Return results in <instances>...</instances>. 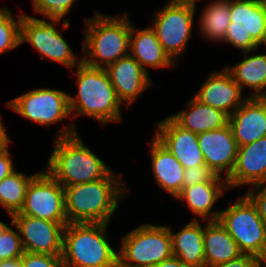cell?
<instances>
[{
    "mask_svg": "<svg viewBox=\"0 0 266 267\" xmlns=\"http://www.w3.org/2000/svg\"><path fill=\"white\" fill-rule=\"evenodd\" d=\"M77 94H69V109L72 121L58 128L55 137H69L78 133L73 118L88 116L96 119L101 125L122 122V103L105 69L94 68L81 62L76 66Z\"/></svg>",
    "mask_w": 266,
    "mask_h": 267,
    "instance_id": "cell-1",
    "label": "cell"
},
{
    "mask_svg": "<svg viewBox=\"0 0 266 267\" xmlns=\"http://www.w3.org/2000/svg\"><path fill=\"white\" fill-rule=\"evenodd\" d=\"M122 175L123 173L118 175L112 171L105 178L64 187L68 223L110 224L112 216L118 210L119 200L127 197L129 190L124 186Z\"/></svg>",
    "mask_w": 266,
    "mask_h": 267,
    "instance_id": "cell-2",
    "label": "cell"
},
{
    "mask_svg": "<svg viewBox=\"0 0 266 267\" xmlns=\"http://www.w3.org/2000/svg\"><path fill=\"white\" fill-rule=\"evenodd\" d=\"M92 18H85L82 62L105 69L130 53L131 21L127 12L118 16L104 15L95 10Z\"/></svg>",
    "mask_w": 266,
    "mask_h": 267,
    "instance_id": "cell-3",
    "label": "cell"
},
{
    "mask_svg": "<svg viewBox=\"0 0 266 267\" xmlns=\"http://www.w3.org/2000/svg\"><path fill=\"white\" fill-rule=\"evenodd\" d=\"M78 134L54 139L53 151L44 169L63 187L93 182L113 171Z\"/></svg>",
    "mask_w": 266,
    "mask_h": 267,
    "instance_id": "cell-4",
    "label": "cell"
},
{
    "mask_svg": "<svg viewBox=\"0 0 266 267\" xmlns=\"http://www.w3.org/2000/svg\"><path fill=\"white\" fill-rule=\"evenodd\" d=\"M106 223H68L63 230L64 267H118V251L107 239Z\"/></svg>",
    "mask_w": 266,
    "mask_h": 267,
    "instance_id": "cell-5",
    "label": "cell"
},
{
    "mask_svg": "<svg viewBox=\"0 0 266 267\" xmlns=\"http://www.w3.org/2000/svg\"><path fill=\"white\" fill-rule=\"evenodd\" d=\"M121 238L118 267H154L173 256L168 226L144 223Z\"/></svg>",
    "mask_w": 266,
    "mask_h": 267,
    "instance_id": "cell-6",
    "label": "cell"
},
{
    "mask_svg": "<svg viewBox=\"0 0 266 267\" xmlns=\"http://www.w3.org/2000/svg\"><path fill=\"white\" fill-rule=\"evenodd\" d=\"M218 221L236 241L242 254L266 259V225L246 194L222 210Z\"/></svg>",
    "mask_w": 266,
    "mask_h": 267,
    "instance_id": "cell-7",
    "label": "cell"
},
{
    "mask_svg": "<svg viewBox=\"0 0 266 267\" xmlns=\"http://www.w3.org/2000/svg\"><path fill=\"white\" fill-rule=\"evenodd\" d=\"M154 12L151 28L164 52L177 65L182 53H185L193 35L196 2L194 0H168Z\"/></svg>",
    "mask_w": 266,
    "mask_h": 267,
    "instance_id": "cell-8",
    "label": "cell"
},
{
    "mask_svg": "<svg viewBox=\"0 0 266 267\" xmlns=\"http://www.w3.org/2000/svg\"><path fill=\"white\" fill-rule=\"evenodd\" d=\"M60 21H45L40 18L22 14L20 23V45L30 43L39 52L40 59H51L56 63L63 64L69 69H73L82 62V57H78L66 39L57 30L56 25Z\"/></svg>",
    "mask_w": 266,
    "mask_h": 267,
    "instance_id": "cell-9",
    "label": "cell"
},
{
    "mask_svg": "<svg viewBox=\"0 0 266 267\" xmlns=\"http://www.w3.org/2000/svg\"><path fill=\"white\" fill-rule=\"evenodd\" d=\"M230 25L223 43L242 53L261 48L266 37V11L256 0H230Z\"/></svg>",
    "mask_w": 266,
    "mask_h": 267,
    "instance_id": "cell-10",
    "label": "cell"
},
{
    "mask_svg": "<svg viewBox=\"0 0 266 267\" xmlns=\"http://www.w3.org/2000/svg\"><path fill=\"white\" fill-rule=\"evenodd\" d=\"M68 96L62 90L42 87L27 91L4 105L24 119L51 127L62 120L71 119Z\"/></svg>",
    "mask_w": 266,
    "mask_h": 267,
    "instance_id": "cell-11",
    "label": "cell"
},
{
    "mask_svg": "<svg viewBox=\"0 0 266 267\" xmlns=\"http://www.w3.org/2000/svg\"><path fill=\"white\" fill-rule=\"evenodd\" d=\"M19 214L68 224L65 211V191L46 170L40 171L28 185Z\"/></svg>",
    "mask_w": 266,
    "mask_h": 267,
    "instance_id": "cell-12",
    "label": "cell"
},
{
    "mask_svg": "<svg viewBox=\"0 0 266 267\" xmlns=\"http://www.w3.org/2000/svg\"><path fill=\"white\" fill-rule=\"evenodd\" d=\"M24 252L62 256L64 225L45 219L13 214Z\"/></svg>",
    "mask_w": 266,
    "mask_h": 267,
    "instance_id": "cell-13",
    "label": "cell"
},
{
    "mask_svg": "<svg viewBox=\"0 0 266 267\" xmlns=\"http://www.w3.org/2000/svg\"><path fill=\"white\" fill-rule=\"evenodd\" d=\"M197 139L206 166L217 176L227 179L235 166L238 153V145L230 125L199 133Z\"/></svg>",
    "mask_w": 266,
    "mask_h": 267,
    "instance_id": "cell-14",
    "label": "cell"
},
{
    "mask_svg": "<svg viewBox=\"0 0 266 267\" xmlns=\"http://www.w3.org/2000/svg\"><path fill=\"white\" fill-rule=\"evenodd\" d=\"M116 91L117 97L126 107L133 104L137 97L152 86L149 72L130 54L121 57L105 68Z\"/></svg>",
    "mask_w": 266,
    "mask_h": 267,
    "instance_id": "cell-15",
    "label": "cell"
},
{
    "mask_svg": "<svg viewBox=\"0 0 266 267\" xmlns=\"http://www.w3.org/2000/svg\"><path fill=\"white\" fill-rule=\"evenodd\" d=\"M154 137L186 168L206 165L197 134L180 127L170 116L157 122Z\"/></svg>",
    "mask_w": 266,
    "mask_h": 267,
    "instance_id": "cell-16",
    "label": "cell"
},
{
    "mask_svg": "<svg viewBox=\"0 0 266 267\" xmlns=\"http://www.w3.org/2000/svg\"><path fill=\"white\" fill-rule=\"evenodd\" d=\"M243 92L231 74L223 68L209 74L194 97L201 103L222 110L230 116L248 99V96L242 97Z\"/></svg>",
    "mask_w": 266,
    "mask_h": 267,
    "instance_id": "cell-17",
    "label": "cell"
},
{
    "mask_svg": "<svg viewBox=\"0 0 266 267\" xmlns=\"http://www.w3.org/2000/svg\"><path fill=\"white\" fill-rule=\"evenodd\" d=\"M226 181L229 190L266 183V136L238 147L235 166Z\"/></svg>",
    "mask_w": 266,
    "mask_h": 267,
    "instance_id": "cell-18",
    "label": "cell"
},
{
    "mask_svg": "<svg viewBox=\"0 0 266 267\" xmlns=\"http://www.w3.org/2000/svg\"><path fill=\"white\" fill-rule=\"evenodd\" d=\"M238 147L266 136V98L248 99L229 116Z\"/></svg>",
    "mask_w": 266,
    "mask_h": 267,
    "instance_id": "cell-19",
    "label": "cell"
},
{
    "mask_svg": "<svg viewBox=\"0 0 266 267\" xmlns=\"http://www.w3.org/2000/svg\"><path fill=\"white\" fill-rule=\"evenodd\" d=\"M228 189L227 182H203L183 187L175 199L184 200L190 211L197 215L193 220L201 218L202 222L218 221L221 211L212 210Z\"/></svg>",
    "mask_w": 266,
    "mask_h": 267,
    "instance_id": "cell-20",
    "label": "cell"
},
{
    "mask_svg": "<svg viewBox=\"0 0 266 267\" xmlns=\"http://www.w3.org/2000/svg\"><path fill=\"white\" fill-rule=\"evenodd\" d=\"M149 143L154 179L161 189L175 199L183 189L185 168L155 137Z\"/></svg>",
    "mask_w": 266,
    "mask_h": 267,
    "instance_id": "cell-21",
    "label": "cell"
},
{
    "mask_svg": "<svg viewBox=\"0 0 266 267\" xmlns=\"http://www.w3.org/2000/svg\"><path fill=\"white\" fill-rule=\"evenodd\" d=\"M186 108L170 115L182 128L199 134L216 130L229 124V115L197 100L194 96L186 102Z\"/></svg>",
    "mask_w": 266,
    "mask_h": 267,
    "instance_id": "cell-22",
    "label": "cell"
},
{
    "mask_svg": "<svg viewBox=\"0 0 266 267\" xmlns=\"http://www.w3.org/2000/svg\"><path fill=\"white\" fill-rule=\"evenodd\" d=\"M131 22L130 33V55L135 58L141 67L147 71L148 68H172L175 63L164 52L162 45L157 39L156 33L149 26L139 29Z\"/></svg>",
    "mask_w": 266,
    "mask_h": 267,
    "instance_id": "cell-23",
    "label": "cell"
},
{
    "mask_svg": "<svg viewBox=\"0 0 266 267\" xmlns=\"http://www.w3.org/2000/svg\"><path fill=\"white\" fill-rule=\"evenodd\" d=\"M199 220H192L177 233L169 228L173 256L193 267H205L204 227Z\"/></svg>",
    "mask_w": 266,
    "mask_h": 267,
    "instance_id": "cell-24",
    "label": "cell"
},
{
    "mask_svg": "<svg viewBox=\"0 0 266 267\" xmlns=\"http://www.w3.org/2000/svg\"><path fill=\"white\" fill-rule=\"evenodd\" d=\"M253 51L243 52L244 59L225 69L231 74L234 81L238 83L241 90L250 88L248 97L266 98V53L248 55Z\"/></svg>",
    "mask_w": 266,
    "mask_h": 267,
    "instance_id": "cell-25",
    "label": "cell"
},
{
    "mask_svg": "<svg viewBox=\"0 0 266 267\" xmlns=\"http://www.w3.org/2000/svg\"><path fill=\"white\" fill-rule=\"evenodd\" d=\"M203 241L205 267L225 263L242 255L236 241L219 221H206Z\"/></svg>",
    "mask_w": 266,
    "mask_h": 267,
    "instance_id": "cell-26",
    "label": "cell"
},
{
    "mask_svg": "<svg viewBox=\"0 0 266 267\" xmlns=\"http://www.w3.org/2000/svg\"><path fill=\"white\" fill-rule=\"evenodd\" d=\"M200 12L198 31L212 42H222L231 22L230 0H209Z\"/></svg>",
    "mask_w": 266,
    "mask_h": 267,
    "instance_id": "cell-27",
    "label": "cell"
},
{
    "mask_svg": "<svg viewBox=\"0 0 266 267\" xmlns=\"http://www.w3.org/2000/svg\"><path fill=\"white\" fill-rule=\"evenodd\" d=\"M39 172L27 175L16 170L0 181V206L8 215L19 213L25 201L28 185Z\"/></svg>",
    "mask_w": 266,
    "mask_h": 267,
    "instance_id": "cell-28",
    "label": "cell"
},
{
    "mask_svg": "<svg viewBox=\"0 0 266 267\" xmlns=\"http://www.w3.org/2000/svg\"><path fill=\"white\" fill-rule=\"evenodd\" d=\"M13 13L8 7L0 10V55L16 49L20 45V23L22 14L14 19Z\"/></svg>",
    "mask_w": 266,
    "mask_h": 267,
    "instance_id": "cell-29",
    "label": "cell"
},
{
    "mask_svg": "<svg viewBox=\"0 0 266 267\" xmlns=\"http://www.w3.org/2000/svg\"><path fill=\"white\" fill-rule=\"evenodd\" d=\"M77 0H32L33 14H41L50 21H60L63 23V29L70 26V22L64 19L65 15L71 12L73 4Z\"/></svg>",
    "mask_w": 266,
    "mask_h": 267,
    "instance_id": "cell-30",
    "label": "cell"
},
{
    "mask_svg": "<svg viewBox=\"0 0 266 267\" xmlns=\"http://www.w3.org/2000/svg\"><path fill=\"white\" fill-rule=\"evenodd\" d=\"M13 226L17 231L12 228ZM23 254L24 249L18 228L12 224L0 238V261L21 258Z\"/></svg>",
    "mask_w": 266,
    "mask_h": 267,
    "instance_id": "cell-31",
    "label": "cell"
},
{
    "mask_svg": "<svg viewBox=\"0 0 266 267\" xmlns=\"http://www.w3.org/2000/svg\"><path fill=\"white\" fill-rule=\"evenodd\" d=\"M203 182H227L223 177L217 176L208 166L199 165L186 168L183 177V187L193 186Z\"/></svg>",
    "mask_w": 266,
    "mask_h": 267,
    "instance_id": "cell-32",
    "label": "cell"
},
{
    "mask_svg": "<svg viewBox=\"0 0 266 267\" xmlns=\"http://www.w3.org/2000/svg\"><path fill=\"white\" fill-rule=\"evenodd\" d=\"M22 267H64L61 256L24 252Z\"/></svg>",
    "mask_w": 266,
    "mask_h": 267,
    "instance_id": "cell-33",
    "label": "cell"
},
{
    "mask_svg": "<svg viewBox=\"0 0 266 267\" xmlns=\"http://www.w3.org/2000/svg\"><path fill=\"white\" fill-rule=\"evenodd\" d=\"M245 194L255 204L259 216L266 225V183L252 186Z\"/></svg>",
    "mask_w": 266,
    "mask_h": 267,
    "instance_id": "cell-34",
    "label": "cell"
},
{
    "mask_svg": "<svg viewBox=\"0 0 266 267\" xmlns=\"http://www.w3.org/2000/svg\"><path fill=\"white\" fill-rule=\"evenodd\" d=\"M262 260L250 254H242L238 258L207 267H257Z\"/></svg>",
    "mask_w": 266,
    "mask_h": 267,
    "instance_id": "cell-35",
    "label": "cell"
},
{
    "mask_svg": "<svg viewBox=\"0 0 266 267\" xmlns=\"http://www.w3.org/2000/svg\"><path fill=\"white\" fill-rule=\"evenodd\" d=\"M10 141L1 151H0V181L5 177L11 175L16 171L14 167V162L11 158L8 145L11 144Z\"/></svg>",
    "mask_w": 266,
    "mask_h": 267,
    "instance_id": "cell-36",
    "label": "cell"
},
{
    "mask_svg": "<svg viewBox=\"0 0 266 267\" xmlns=\"http://www.w3.org/2000/svg\"><path fill=\"white\" fill-rule=\"evenodd\" d=\"M154 267H193L180 261L177 257L172 256L161 263L155 265Z\"/></svg>",
    "mask_w": 266,
    "mask_h": 267,
    "instance_id": "cell-37",
    "label": "cell"
},
{
    "mask_svg": "<svg viewBox=\"0 0 266 267\" xmlns=\"http://www.w3.org/2000/svg\"><path fill=\"white\" fill-rule=\"evenodd\" d=\"M5 128L0 115V151L11 141V138L6 132L7 129Z\"/></svg>",
    "mask_w": 266,
    "mask_h": 267,
    "instance_id": "cell-38",
    "label": "cell"
},
{
    "mask_svg": "<svg viewBox=\"0 0 266 267\" xmlns=\"http://www.w3.org/2000/svg\"><path fill=\"white\" fill-rule=\"evenodd\" d=\"M0 267H22L21 258L0 261Z\"/></svg>",
    "mask_w": 266,
    "mask_h": 267,
    "instance_id": "cell-39",
    "label": "cell"
},
{
    "mask_svg": "<svg viewBox=\"0 0 266 267\" xmlns=\"http://www.w3.org/2000/svg\"><path fill=\"white\" fill-rule=\"evenodd\" d=\"M9 217L11 218L10 225L8 226L6 223L0 220V238L3 236V234L7 231V229L13 224V215L9 214Z\"/></svg>",
    "mask_w": 266,
    "mask_h": 267,
    "instance_id": "cell-40",
    "label": "cell"
},
{
    "mask_svg": "<svg viewBox=\"0 0 266 267\" xmlns=\"http://www.w3.org/2000/svg\"><path fill=\"white\" fill-rule=\"evenodd\" d=\"M256 1L266 11V0H256Z\"/></svg>",
    "mask_w": 266,
    "mask_h": 267,
    "instance_id": "cell-41",
    "label": "cell"
},
{
    "mask_svg": "<svg viewBox=\"0 0 266 267\" xmlns=\"http://www.w3.org/2000/svg\"><path fill=\"white\" fill-rule=\"evenodd\" d=\"M257 267H266V261L262 260Z\"/></svg>",
    "mask_w": 266,
    "mask_h": 267,
    "instance_id": "cell-42",
    "label": "cell"
},
{
    "mask_svg": "<svg viewBox=\"0 0 266 267\" xmlns=\"http://www.w3.org/2000/svg\"><path fill=\"white\" fill-rule=\"evenodd\" d=\"M264 46L266 48V37H265V40L264 42L260 45V47Z\"/></svg>",
    "mask_w": 266,
    "mask_h": 267,
    "instance_id": "cell-43",
    "label": "cell"
}]
</instances>
